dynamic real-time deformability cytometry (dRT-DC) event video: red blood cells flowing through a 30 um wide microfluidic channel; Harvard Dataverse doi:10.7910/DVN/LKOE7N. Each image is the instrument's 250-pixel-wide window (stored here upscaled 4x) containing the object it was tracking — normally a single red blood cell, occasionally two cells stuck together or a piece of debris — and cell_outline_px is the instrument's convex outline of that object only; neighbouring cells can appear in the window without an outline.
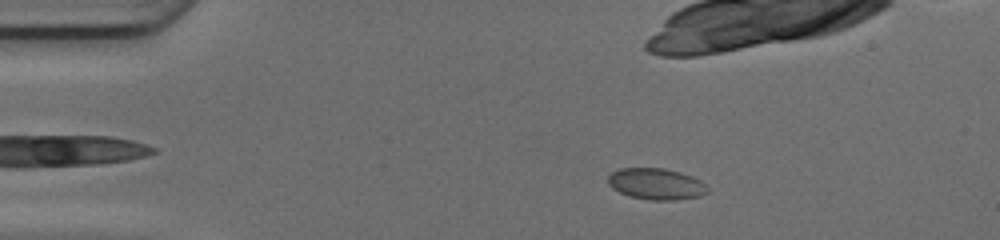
{"species": "common noctule bat (a hibernating species)", "species_latin": "Nyctalus noctula", "temperature_condition": "cold", "stored_images_in_passage": 50, "camera_frame_rate_fps": 3000, "um_per_image_px": 0.085, "animal": {"sex": "female", "body_mass_g": 17.0, "forearm_length_mm": 48.0}, "frame": {"image": 1, "passage_image": 9, "time_ms": 2.667, "image_size_px": [1000, 240], "cell_outline_px": [[708, 192], [700, 196], [676, 200], [652, 200], [628, 196], [612, 188], [608, 184], [608, 176], [612, 172], [620, 168], [664, 168], [680, 172], [692, 176], [700, 180], [708, 188]], "centroid_in_image_um": [55.77, 15.63], "position_along_channel_um": 29.2, "area_um2": 18.21}}
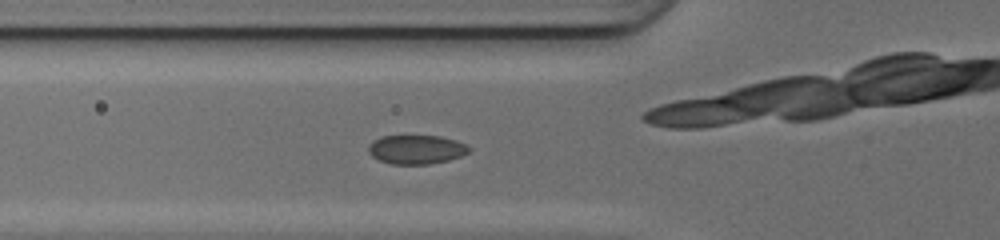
{"frame": {"image": 2, "passage_image": 18, "time_ms": 5.667, "image_size_px": [1000, 240], "cell_outline_px": [[472, 148], [468, 152], [460, 156], [448, 160], [428, 164], [388, 164], [372, 156], [368, 152], [368, 144], [372, 140], [380, 136], [440, 136], [456, 140], [468, 144]], "centroid_in_image_um": [35.37, 12.7], "position_along_channel_um": 90.4, "area_um2": 17.17}}
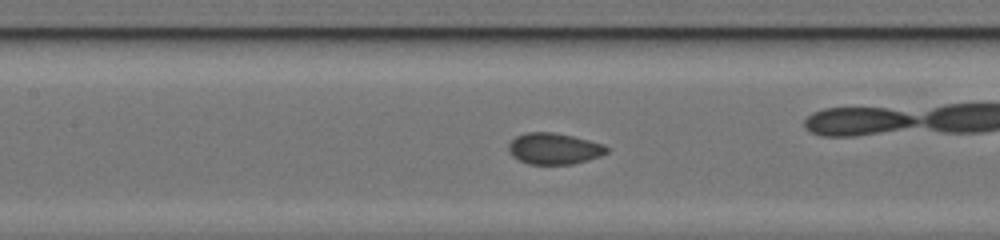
{"frame": {"image": 3, "passage_image": 23, "time_ms": 7.333, "image_size_px": [1000, 240], "cell_outline_px": [[608, 152], [600, 156], [588, 160], [572, 164], [528, 164], [512, 156], [508, 148], [508, 144], [516, 136], [524, 132], [552, 132], [572, 136], [604, 144], [608, 148]], "centroid_in_image_um": [47.09, 12.63], "position_along_channel_um": 160.3, "area_um2": 17.86}, "authors_computed_cell_mechanics": {"area_um2": 18.2937, "velocity_mm_per_s": 4.1575, "shape_relaxation_time_tau1_ms": 5.7791, "shape_relaxation_time_tau2_ms": null, "deformation_change_tau1": 0.1019, "deformation_change_tau2": null}}